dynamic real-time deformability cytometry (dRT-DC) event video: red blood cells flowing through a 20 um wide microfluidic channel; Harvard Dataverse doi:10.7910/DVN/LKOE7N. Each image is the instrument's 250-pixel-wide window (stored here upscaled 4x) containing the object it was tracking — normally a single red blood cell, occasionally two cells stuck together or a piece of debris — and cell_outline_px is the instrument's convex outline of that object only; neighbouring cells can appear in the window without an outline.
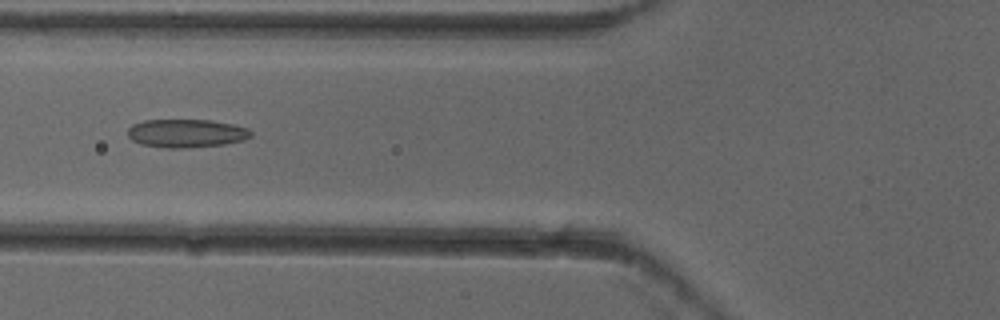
{"species": "common noctule bat (a hibernating species)", "species_latin": "Nyctalus noctula", "temperature_condition": "cold", "stored_images_in_passage": 7, "camera_frame_rate_fps": 3000, "um_per_image_px": 0.085, "animal": {"sex": "female"}, "frame": {"image": 1, "passage_image": 6, "time_ms": 1.667, "image_size_px": [1000, 320], "cell_outline_px": [[252, 136], [244, 140], [224, 144], [188, 148], [168, 148], [140, 144], [132, 140], [128, 136], [128, 128], [132, 124], [144, 120], [212, 120], [232, 124], [248, 128], [252, 132]], "centroid_in_image_um": [15.84, 11.33], "position_along_channel_um": 110.0, "area_um2": 20.46}}
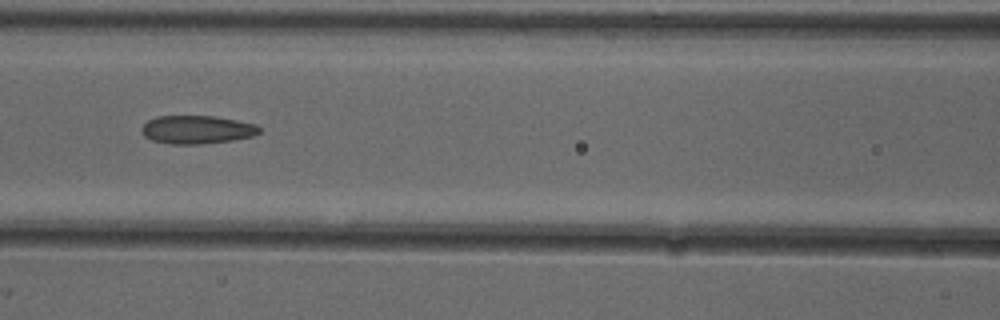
{"frame": {"image": 2, "passage_image": 7, "time_ms": 2.0, "image_size_px": [1000, 320], "cell_outline_px": [[260, 132], [252, 136], [232, 140], [200, 144], [172, 144], [152, 140], [144, 136], [140, 128], [148, 120], [156, 116], [212, 116], [236, 120], [256, 124], [260, 128]], "centroid_in_image_um": [16.71, 11.01], "position_along_channel_um": 149.9, "area_um2": 19.31}}